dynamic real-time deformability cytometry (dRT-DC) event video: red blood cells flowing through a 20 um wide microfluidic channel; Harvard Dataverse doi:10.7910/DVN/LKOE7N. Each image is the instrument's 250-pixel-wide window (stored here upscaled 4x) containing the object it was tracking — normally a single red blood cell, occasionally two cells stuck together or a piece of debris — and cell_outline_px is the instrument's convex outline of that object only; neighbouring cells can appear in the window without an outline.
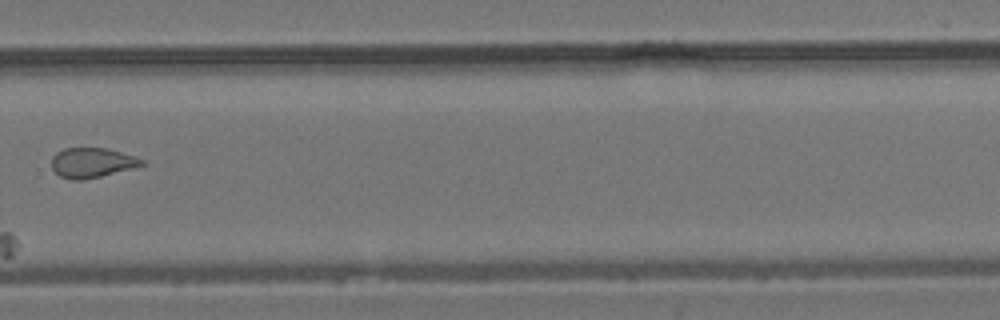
{"species": "common noctule bat (a hibernating species)", "species_latin": "Nyctalus noctula", "temperature_condition": "room temperature", "stored_images_in_passage": 12, "camera_frame_rate_fps": 3000, "um_per_image_px": 0.085, "animal": {"sex": "male", "body_mass_g": 19.2, "forearm_length_mm": 51.8}, "frame": {"image": 1, "passage_image": 10, "time_ms": 11.667, "image_size_px": [1000, 320], "cell_outline_px": [[144, 164], [100, 176], [84, 180], [72, 180], [60, 176], [52, 168], [52, 156], [56, 152], [64, 148], [108, 148], [144, 160]], "centroid_in_image_um": [7.75, 13.82], "position_along_channel_um": 322.0, "area_um2": 15.37}}